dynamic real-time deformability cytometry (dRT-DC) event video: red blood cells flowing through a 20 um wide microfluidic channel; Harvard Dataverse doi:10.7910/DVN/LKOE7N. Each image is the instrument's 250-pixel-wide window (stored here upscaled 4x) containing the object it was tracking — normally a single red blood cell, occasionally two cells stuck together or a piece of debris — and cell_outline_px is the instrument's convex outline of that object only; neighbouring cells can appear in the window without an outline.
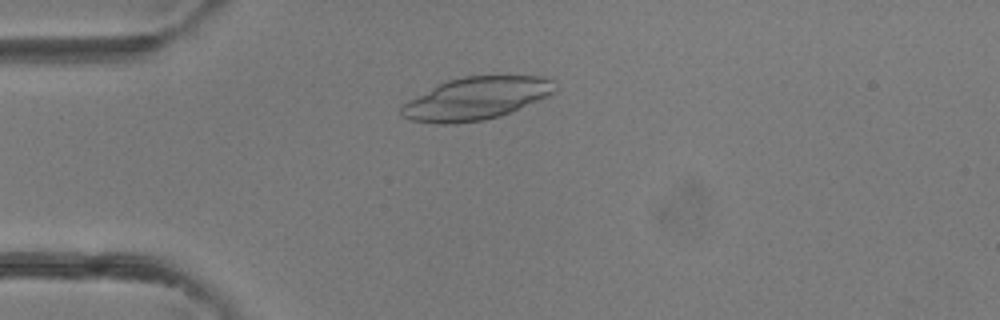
{"species": "common noctule bat (a hibernating species)", "species_latin": "Nyctalus noctula", "temperature_condition": "room temperature", "stored_images_in_passage": 3, "camera_frame_rate_fps": 3000, "um_per_image_px": 0.085, "animal": {"sex": "female"}, "frame": {"image": 1, "passage_image": 3, "time_ms": 2.333, "image_size_px": [1000, 320], "cell_outline_px": [[552, 92], [548, 96], [500, 116], [484, 120], [452, 124], [436, 124], [408, 120], [400, 116], [400, 108], [404, 104], [432, 88], [448, 80], [464, 76], [544, 76], [552, 80]], "centroid_in_image_um": [40.42, 8.39], "position_along_channel_um": 44.6, "area_um2": 37.51}}